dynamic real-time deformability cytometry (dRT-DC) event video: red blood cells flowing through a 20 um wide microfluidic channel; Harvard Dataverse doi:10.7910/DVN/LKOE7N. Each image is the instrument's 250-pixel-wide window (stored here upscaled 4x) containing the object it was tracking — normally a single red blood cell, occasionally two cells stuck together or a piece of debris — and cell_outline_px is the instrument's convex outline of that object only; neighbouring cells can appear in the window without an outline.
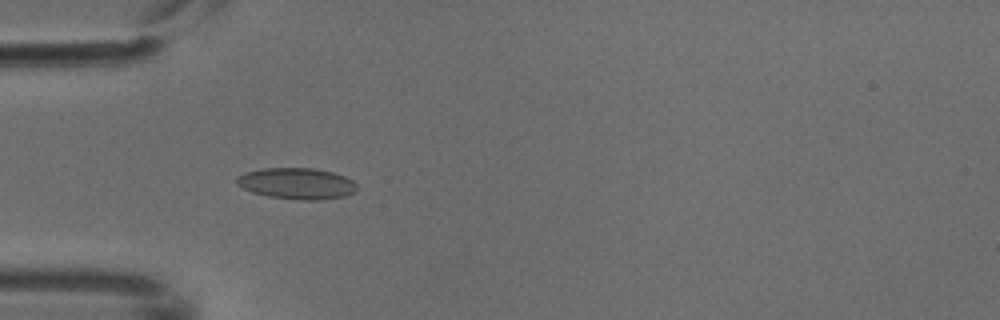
{"species": "common noctule bat (a hibernating species)", "species_latin": "Nyctalus noctula", "temperature_condition": "cold", "stored_images_in_passage": 6, "camera_frame_rate_fps": 3000, "um_per_image_px": 0.085, "animal": {"sex": "male", "body_mass_g": 18.8}, "frame": {"image": 1, "passage_image": 3, "time_ms": 0.667, "image_size_px": [1000, 320], "cell_outline_px": [[356, 188], [352, 192], [344, 196], [320, 200], [296, 200], [268, 196], [252, 192], [236, 184], [236, 176], [244, 172], [264, 168], [312, 168], [332, 172], [344, 176], [352, 180], [356, 184]], "centroid_in_image_um": [25.18, 15.6], "position_along_channel_um": 59.8, "area_um2": 21.85}}
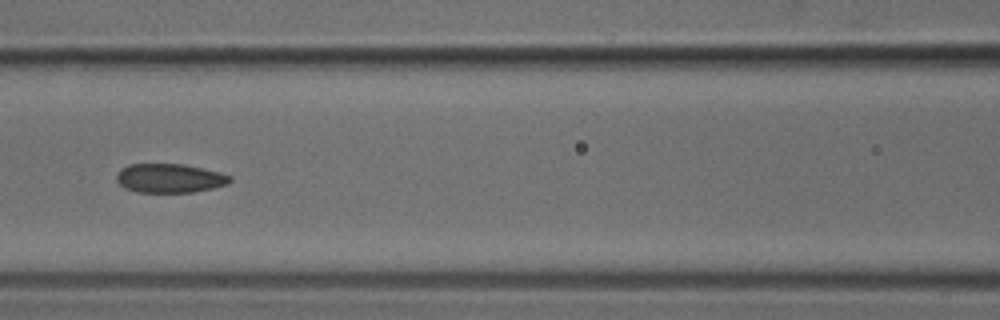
{"frame": {"image": 2, "passage_image": 5, "time_ms": 1.333, "image_size_px": [1000, 320], "cell_outline_px": [[232, 180], [228, 184], [212, 188], [192, 192], [136, 192], [124, 188], [116, 180], [116, 176], [120, 168], [128, 164], [184, 164], [220, 172], [232, 176]], "centroid_in_image_um": [14.41, 15.14], "position_along_channel_um": 152.2, "area_um2": 19.31}}
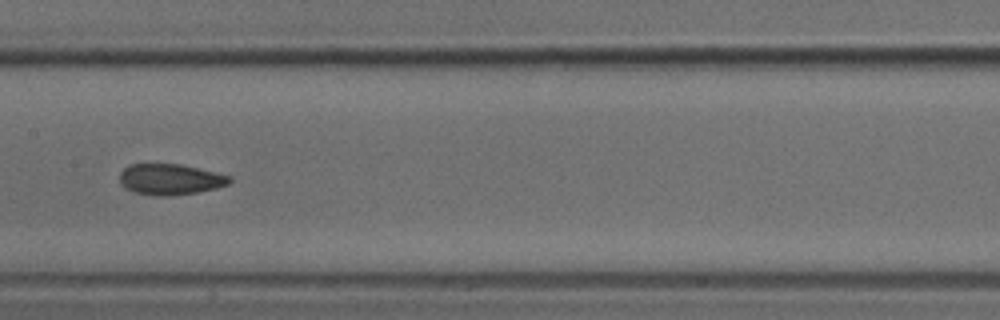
{"frame": {"image": 3, "passage_image": 6, "time_ms": 1.667, "image_size_px": [1000, 320], "cell_outline_px": [[232, 180], [228, 184], [216, 188], [196, 192], [168, 196], [156, 196], [136, 192], [124, 188], [120, 184], [120, 172], [128, 164], [180, 164], [216, 172], [232, 176]], "centroid_in_image_um": [14.46, 15.24], "position_along_channel_um": 192.9, "area_um2": 19.83}}